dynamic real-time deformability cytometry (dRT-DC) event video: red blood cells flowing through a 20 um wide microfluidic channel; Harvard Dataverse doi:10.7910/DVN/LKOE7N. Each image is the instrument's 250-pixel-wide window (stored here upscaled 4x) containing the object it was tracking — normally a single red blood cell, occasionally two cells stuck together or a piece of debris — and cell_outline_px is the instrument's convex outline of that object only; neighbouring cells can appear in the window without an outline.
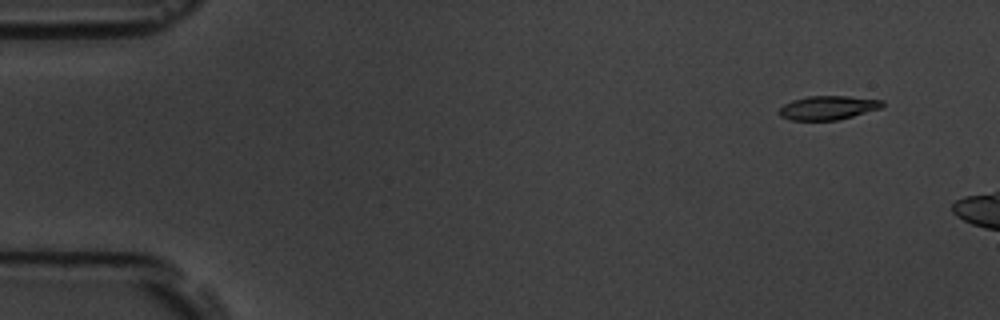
{"species": "common noctule bat (a hibernating species)", "species_latin": "Nyctalus noctula", "temperature_condition": "room temperature", "stored_images_in_passage": 3, "camera_frame_rate_fps": 3000, "um_per_image_px": 0.085, "animal": {"sex": "male", "body_mass_g": 19.5, "forearm_length_mm": 54.6}, "frame": {"image": 1, "passage_image": 2, "time_ms": 1.333, "image_size_px": [1000, 320], "cell_outline_px": [[884, 104], [880, 108], [852, 116], [836, 120], [792, 120], [780, 116], [780, 108], [784, 104], [792, 100], [808, 96], [848, 96], [884, 100]], "centroid_in_image_um": [70.38, 9.15], "position_along_channel_um": 14.6, "area_um2": 14.22}}